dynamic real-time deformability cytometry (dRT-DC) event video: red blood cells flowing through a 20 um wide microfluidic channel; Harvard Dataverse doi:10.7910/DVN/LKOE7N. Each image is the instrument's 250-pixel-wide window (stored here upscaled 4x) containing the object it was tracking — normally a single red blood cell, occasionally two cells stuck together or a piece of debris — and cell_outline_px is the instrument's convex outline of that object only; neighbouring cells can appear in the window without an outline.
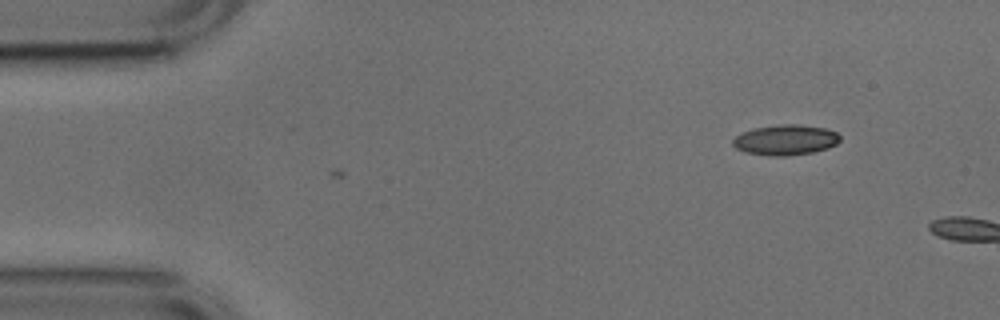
{"species": "common noctule bat (a hibernating species)", "species_latin": "Nyctalus noctula", "temperature_condition": "cold", "stored_images_in_passage": 2, "camera_frame_rate_fps": 3000, "um_per_image_px": 0.085, "animal": {"sex": "male", "body_mass_g": 17.9, "forearm_length_mm": 54.2}, "frame": {"image": 1, "passage_image": 2, "time_ms": 0.333, "image_size_px": [1000, 320], "cell_outline_px": [[840, 140], [836, 144], [828, 148], [812, 152], [788, 156], [772, 156], [744, 152], [736, 148], [732, 144], [732, 140], [736, 136], [752, 128], [780, 124], [796, 124], [824, 128], [836, 132], [840, 136]], "centroid_in_image_um": [66.75, 11.89], "position_along_channel_um": 18.2, "area_um2": 18.96}}